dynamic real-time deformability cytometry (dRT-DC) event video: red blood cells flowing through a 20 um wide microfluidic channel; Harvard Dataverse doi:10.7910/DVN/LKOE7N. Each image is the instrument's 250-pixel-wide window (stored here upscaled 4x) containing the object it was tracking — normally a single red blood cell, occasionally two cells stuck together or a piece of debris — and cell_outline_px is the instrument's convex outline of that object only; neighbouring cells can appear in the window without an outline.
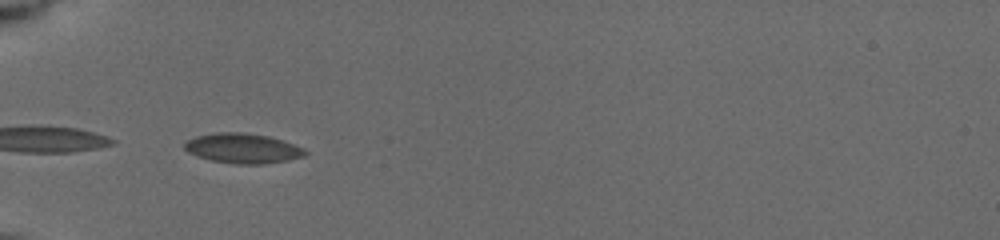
{"species": "common noctule bat (a hibernating species)", "species_latin": "Nyctalus noctula", "temperature_condition": "cold", "stored_images_in_passage": 16, "camera_frame_rate_fps": 3000, "um_per_image_px": 0.085, "animal": {"sex": "female", "body_mass_g": 19.5, "forearm_length_mm": 54.1}, "frame": {"image": 1, "passage_image": 1, "time_ms": 0.0, "image_size_px": [1000, 240], "cell_outline_px": [[308, 152], [304, 156], [288, 160], [264, 164], [236, 164], [212, 160], [196, 156], [188, 152], [184, 148], [184, 144], [188, 140], [196, 136], [216, 132], [240, 132], [268, 136], [304, 148]], "centroid_in_image_um": [20.62, 12.61], "position_along_channel_um": 64.4, "area_um2": 20.87}}
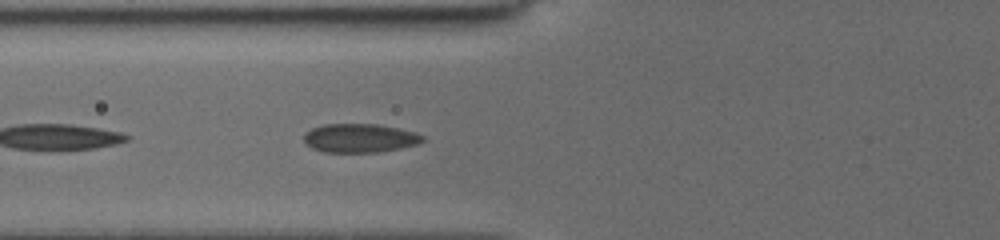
{"frame": {"image": 2, "passage_image": 6, "time_ms": 1.0, "image_size_px": [1000, 240], "cell_outline_px": [[424, 140], [420, 144], [380, 152], [324, 152], [312, 148], [304, 144], [304, 136], [312, 128], [324, 124], [376, 124], [416, 132], [424, 136]], "centroid_in_image_um": [30.6, 11.74], "position_along_channel_um": 95.2, "area_um2": 19.94}}